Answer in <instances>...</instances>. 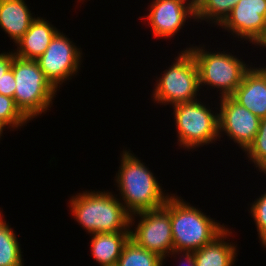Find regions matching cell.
<instances>
[{
	"mask_svg": "<svg viewBox=\"0 0 266 266\" xmlns=\"http://www.w3.org/2000/svg\"><path fill=\"white\" fill-rule=\"evenodd\" d=\"M121 152L115 182L126 210L132 215L164 206L171 194L164 193L154 173L131 150Z\"/></svg>",
	"mask_w": 266,
	"mask_h": 266,
	"instance_id": "obj_1",
	"label": "cell"
},
{
	"mask_svg": "<svg viewBox=\"0 0 266 266\" xmlns=\"http://www.w3.org/2000/svg\"><path fill=\"white\" fill-rule=\"evenodd\" d=\"M72 217L88 234L130 231L131 214L110 191H82L69 200Z\"/></svg>",
	"mask_w": 266,
	"mask_h": 266,
	"instance_id": "obj_2",
	"label": "cell"
},
{
	"mask_svg": "<svg viewBox=\"0 0 266 266\" xmlns=\"http://www.w3.org/2000/svg\"><path fill=\"white\" fill-rule=\"evenodd\" d=\"M174 251H196L211 243L227 227L175 194L170 196Z\"/></svg>",
	"mask_w": 266,
	"mask_h": 266,
	"instance_id": "obj_3",
	"label": "cell"
},
{
	"mask_svg": "<svg viewBox=\"0 0 266 266\" xmlns=\"http://www.w3.org/2000/svg\"><path fill=\"white\" fill-rule=\"evenodd\" d=\"M11 69L16 82L14 102L21 113L31 121L50 110L59 90L45 77L37 60L15 55Z\"/></svg>",
	"mask_w": 266,
	"mask_h": 266,
	"instance_id": "obj_4",
	"label": "cell"
},
{
	"mask_svg": "<svg viewBox=\"0 0 266 266\" xmlns=\"http://www.w3.org/2000/svg\"><path fill=\"white\" fill-rule=\"evenodd\" d=\"M204 46H191L188 49L198 67L200 87L217 88L219 97L231 96L241 84L244 74L253 66L226 51H210Z\"/></svg>",
	"mask_w": 266,
	"mask_h": 266,
	"instance_id": "obj_5",
	"label": "cell"
},
{
	"mask_svg": "<svg viewBox=\"0 0 266 266\" xmlns=\"http://www.w3.org/2000/svg\"><path fill=\"white\" fill-rule=\"evenodd\" d=\"M171 65L156 78L152 99L160 105H177L198 100L200 79L197 63L188 49L178 52Z\"/></svg>",
	"mask_w": 266,
	"mask_h": 266,
	"instance_id": "obj_6",
	"label": "cell"
},
{
	"mask_svg": "<svg viewBox=\"0 0 266 266\" xmlns=\"http://www.w3.org/2000/svg\"><path fill=\"white\" fill-rule=\"evenodd\" d=\"M199 100L173 106L177 143L188 151L220 141L218 113Z\"/></svg>",
	"mask_w": 266,
	"mask_h": 266,
	"instance_id": "obj_7",
	"label": "cell"
},
{
	"mask_svg": "<svg viewBox=\"0 0 266 266\" xmlns=\"http://www.w3.org/2000/svg\"><path fill=\"white\" fill-rule=\"evenodd\" d=\"M135 218L139 221L132 229ZM130 239L138 246L156 253L164 260L170 257L169 254L174 251L170 222V197L160 208L131 215Z\"/></svg>",
	"mask_w": 266,
	"mask_h": 266,
	"instance_id": "obj_8",
	"label": "cell"
},
{
	"mask_svg": "<svg viewBox=\"0 0 266 266\" xmlns=\"http://www.w3.org/2000/svg\"><path fill=\"white\" fill-rule=\"evenodd\" d=\"M80 49L63 31H59L46 51L36 59L45 77L57 90L81 69L83 54Z\"/></svg>",
	"mask_w": 266,
	"mask_h": 266,
	"instance_id": "obj_9",
	"label": "cell"
},
{
	"mask_svg": "<svg viewBox=\"0 0 266 266\" xmlns=\"http://www.w3.org/2000/svg\"><path fill=\"white\" fill-rule=\"evenodd\" d=\"M220 27L261 47L266 42V0H239Z\"/></svg>",
	"mask_w": 266,
	"mask_h": 266,
	"instance_id": "obj_10",
	"label": "cell"
},
{
	"mask_svg": "<svg viewBox=\"0 0 266 266\" xmlns=\"http://www.w3.org/2000/svg\"><path fill=\"white\" fill-rule=\"evenodd\" d=\"M218 124L219 138L222 133L229 140L241 147L245 151L253 142L259 127L261 119L254 115L250 110L241 106L231 96L219 97Z\"/></svg>",
	"mask_w": 266,
	"mask_h": 266,
	"instance_id": "obj_11",
	"label": "cell"
},
{
	"mask_svg": "<svg viewBox=\"0 0 266 266\" xmlns=\"http://www.w3.org/2000/svg\"><path fill=\"white\" fill-rule=\"evenodd\" d=\"M146 19L155 38H172L183 29L189 18L196 21V8L191 0H152Z\"/></svg>",
	"mask_w": 266,
	"mask_h": 266,
	"instance_id": "obj_12",
	"label": "cell"
},
{
	"mask_svg": "<svg viewBox=\"0 0 266 266\" xmlns=\"http://www.w3.org/2000/svg\"><path fill=\"white\" fill-rule=\"evenodd\" d=\"M231 97L258 118H266V66L251 67Z\"/></svg>",
	"mask_w": 266,
	"mask_h": 266,
	"instance_id": "obj_13",
	"label": "cell"
},
{
	"mask_svg": "<svg viewBox=\"0 0 266 266\" xmlns=\"http://www.w3.org/2000/svg\"><path fill=\"white\" fill-rule=\"evenodd\" d=\"M59 32L46 18L36 17L30 28L16 43L15 55L23 59L36 60L48 48L54 36Z\"/></svg>",
	"mask_w": 266,
	"mask_h": 266,
	"instance_id": "obj_14",
	"label": "cell"
},
{
	"mask_svg": "<svg viewBox=\"0 0 266 266\" xmlns=\"http://www.w3.org/2000/svg\"><path fill=\"white\" fill-rule=\"evenodd\" d=\"M32 14L24 0H0V28L15 45L36 19Z\"/></svg>",
	"mask_w": 266,
	"mask_h": 266,
	"instance_id": "obj_15",
	"label": "cell"
},
{
	"mask_svg": "<svg viewBox=\"0 0 266 266\" xmlns=\"http://www.w3.org/2000/svg\"><path fill=\"white\" fill-rule=\"evenodd\" d=\"M230 235L232 231L227 227L211 243L194 251L196 266H233L238 250L235 242H230Z\"/></svg>",
	"mask_w": 266,
	"mask_h": 266,
	"instance_id": "obj_16",
	"label": "cell"
},
{
	"mask_svg": "<svg viewBox=\"0 0 266 266\" xmlns=\"http://www.w3.org/2000/svg\"><path fill=\"white\" fill-rule=\"evenodd\" d=\"M91 255L100 266H116L130 231L91 234Z\"/></svg>",
	"mask_w": 266,
	"mask_h": 266,
	"instance_id": "obj_17",
	"label": "cell"
},
{
	"mask_svg": "<svg viewBox=\"0 0 266 266\" xmlns=\"http://www.w3.org/2000/svg\"><path fill=\"white\" fill-rule=\"evenodd\" d=\"M0 209V266H24L21 245Z\"/></svg>",
	"mask_w": 266,
	"mask_h": 266,
	"instance_id": "obj_18",
	"label": "cell"
},
{
	"mask_svg": "<svg viewBox=\"0 0 266 266\" xmlns=\"http://www.w3.org/2000/svg\"><path fill=\"white\" fill-rule=\"evenodd\" d=\"M164 259L138 246L130 238L124 244L116 266H163Z\"/></svg>",
	"mask_w": 266,
	"mask_h": 266,
	"instance_id": "obj_19",
	"label": "cell"
},
{
	"mask_svg": "<svg viewBox=\"0 0 266 266\" xmlns=\"http://www.w3.org/2000/svg\"><path fill=\"white\" fill-rule=\"evenodd\" d=\"M228 16V0H203L196 7V22L220 25Z\"/></svg>",
	"mask_w": 266,
	"mask_h": 266,
	"instance_id": "obj_20",
	"label": "cell"
},
{
	"mask_svg": "<svg viewBox=\"0 0 266 266\" xmlns=\"http://www.w3.org/2000/svg\"><path fill=\"white\" fill-rule=\"evenodd\" d=\"M248 161L252 162L259 172L266 174V118L261 119L259 130L250 144L244 151Z\"/></svg>",
	"mask_w": 266,
	"mask_h": 266,
	"instance_id": "obj_21",
	"label": "cell"
},
{
	"mask_svg": "<svg viewBox=\"0 0 266 266\" xmlns=\"http://www.w3.org/2000/svg\"><path fill=\"white\" fill-rule=\"evenodd\" d=\"M0 122L13 131L26 125L29 120L17 108L12 97L0 94Z\"/></svg>",
	"mask_w": 266,
	"mask_h": 266,
	"instance_id": "obj_22",
	"label": "cell"
},
{
	"mask_svg": "<svg viewBox=\"0 0 266 266\" xmlns=\"http://www.w3.org/2000/svg\"><path fill=\"white\" fill-rule=\"evenodd\" d=\"M250 214L256 224L261 246L266 248V192L250 204Z\"/></svg>",
	"mask_w": 266,
	"mask_h": 266,
	"instance_id": "obj_23",
	"label": "cell"
},
{
	"mask_svg": "<svg viewBox=\"0 0 266 266\" xmlns=\"http://www.w3.org/2000/svg\"><path fill=\"white\" fill-rule=\"evenodd\" d=\"M15 88L16 82L14 79V73L13 70L10 69L3 74L0 79V94L14 99Z\"/></svg>",
	"mask_w": 266,
	"mask_h": 266,
	"instance_id": "obj_24",
	"label": "cell"
},
{
	"mask_svg": "<svg viewBox=\"0 0 266 266\" xmlns=\"http://www.w3.org/2000/svg\"><path fill=\"white\" fill-rule=\"evenodd\" d=\"M176 254L179 256V259L182 257V260L184 259L181 263L179 261L178 266H196L194 251H173L169 255H171V257L175 255L174 257L176 258Z\"/></svg>",
	"mask_w": 266,
	"mask_h": 266,
	"instance_id": "obj_25",
	"label": "cell"
},
{
	"mask_svg": "<svg viewBox=\"0 0 266 266\" xmlns=\"http://www.w3.org/2000/svg\"><path fill=\"white\" fill-rule=\"evenodd\" d=\"M14 56L15 53L13 51L0 53V79L3 74L11 69Z\"/></svg>",
	"mask_w": 266,
	"mask_h": 266,
	"instance_id": "obj_26",
	"label": "cell"
},
{
	"mask_svg": "<svg viewBox=\"0 0 266 266\" xmlns=\"http://www.w3.org/2000/svg\"><path fill=\"white\" fill-rule=\"evenodd\" d=\"M238 2L239 0H228V15Z\"/></svg>",
	"mask_w": 266,
	"mask_h": 266,
	"instance_id": "obj_27",
	"label": "cell"
},
{
	"mask_svg": "<svg viewBox=\"0 0 266 266\" xmlns=\"http://www.w3.org/2000/svg\"><path fill=\"white\" fill-rule=\"evenodd\" d=\"M203 0H191L193 6L196 8Z\"/></svg>",
	"mask_w": 266,
	"mask_h": 266,
	"instance_id": "obj_28",
	"label": "cell"
},
{
	"mask_svg": "<svg viewBox=\"0 0 266 266\" xmlns=\"http://www.w3.org/2000/svg\"><path fill=\"white\" fill-rule=\"evenodd\" d=\"M5 128H6V126L0 122V139H1L2 133L5 130Z\"/></svg>",
	"mask_w": 266,
	"mask_h": 266,
	"instance_id": "obj_29",
	"label": "cell"
},
{
	"mask_svg": "<svg viewBox=\"0 0 266 266\" xmlns=\"http://www.w3.org/2000/svg\"><path fill=\"white\" fill-rule=\"evenodd\" d=\"M262 47V49L264 48H266V42L261 46Z\"/></svg>",
	"mask_w": 266,
	"mask_h": 266,
	"instance_id": "obj_30",
	"label": "cell"
}]
</instances>
